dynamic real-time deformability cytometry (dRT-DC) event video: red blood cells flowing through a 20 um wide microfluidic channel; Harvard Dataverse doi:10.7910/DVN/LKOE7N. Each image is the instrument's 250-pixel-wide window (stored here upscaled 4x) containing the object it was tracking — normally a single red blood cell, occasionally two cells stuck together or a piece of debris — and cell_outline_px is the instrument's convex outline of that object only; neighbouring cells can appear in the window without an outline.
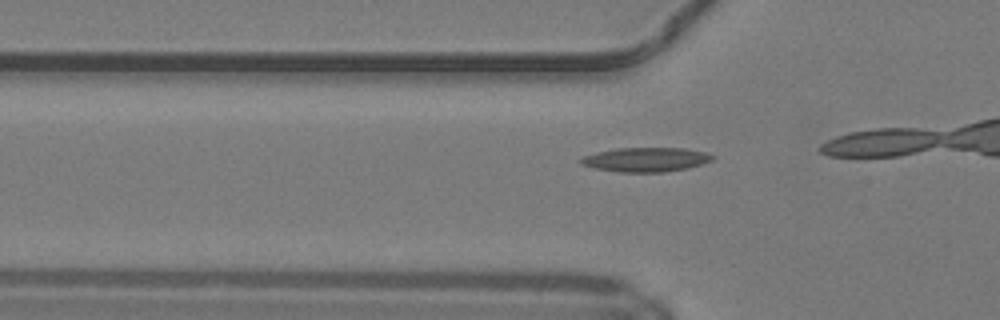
{"species": "common noctule bat (a hibernating species)", "species_latin": "Nyctalus noctula", "temperature_condition": "warm", "stored_images_in_passage": 12, "camera_frame_rate_fps": 3000, "um_per_image_px": 0.085, "animal": {"sex": "male", "body_mass_g": 19.2, "forearm_length_mm": 51.8}, "frame": {"image": 1, "passage_image": 12, "time_ms": 3.667, "image_size_px": [1000, 320], "cell_outline_px": [[716, 156], [712, 160], [688, 168], [664, 172], [620, 172], [596, 168], [580, 164], [580, 160], [584, 156], [596, 152], [616, 148], [684, 148], [708, 152]], "centroid_in_image_um": [54.93, 13.56], "position_along_channel_um": 70.9, "area_um2": 18.61}}